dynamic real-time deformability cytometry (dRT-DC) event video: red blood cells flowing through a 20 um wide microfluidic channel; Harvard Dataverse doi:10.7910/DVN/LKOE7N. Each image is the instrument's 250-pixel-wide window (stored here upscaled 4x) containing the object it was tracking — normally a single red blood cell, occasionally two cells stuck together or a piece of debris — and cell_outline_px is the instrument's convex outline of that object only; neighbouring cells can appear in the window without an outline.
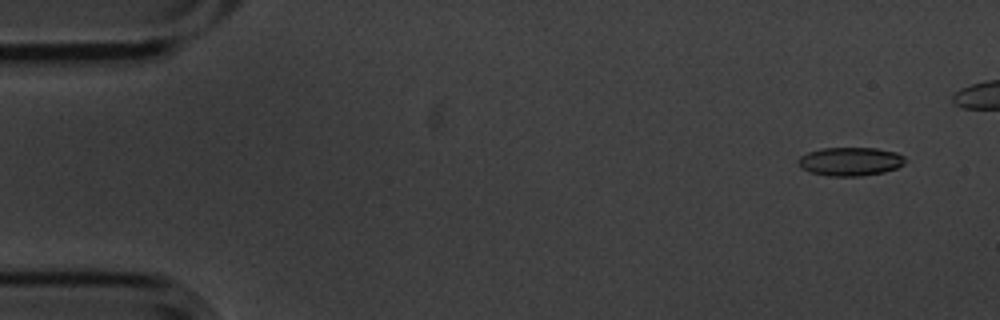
{"species": "common noctule bat (a hibernating species)", "species_latin": "Nyctalus noctula", "temperature_condition": "cold", "stored_images_in_passage": 8, "segment_of_instrument_passage": [1, 2], "camera_frame_rate_fps": 3000, "um_per_image_px": 0.085, "animal": {"sex": "male", "body_mass_g": 20.1, "forearm_length_mm": 53.5}, "frame": {"image": 1, "passage_image": 1, "time_ms": 0.0, "image_size_px": [1000, 320], "cell_outline_px": [[904, 164], [896, 168], [884, 172], [864, 176], [828, 176], [812, 172], [800, 168], [796, 160], [800, 156], [808, 152], [820, 148], [876, 148], [896, 152], [904, 156]], "centroid_in_image_um": [72.25, 13.72], "position_along_channel_um": 12.8, "area_um2": 17.92}}
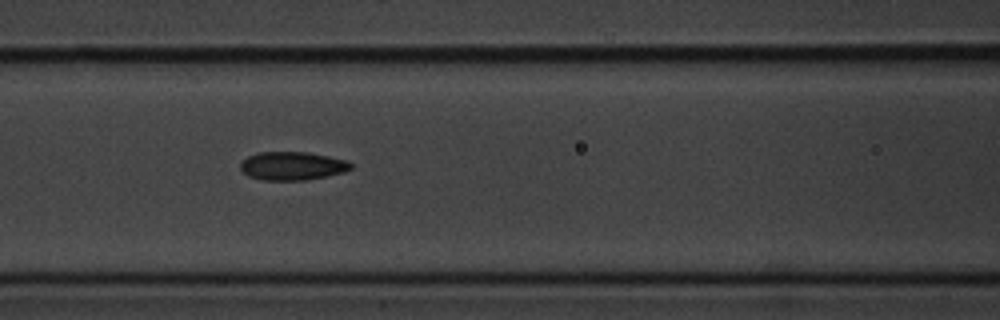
{"frame": {"image": 2, "passage_image": 6, "time_ms": 1.667, "image_size_px": [1000, 320], "cell_outline_px": [[352, 168], [344, 172], [304, 180], [260, 180], [248, 176], [240, 168], [240, 164], [248, 156], [256, 152], [308, 152], [328, 156], [344, 160], [352, 164]], "centroid_in_image_um": [24.81, 14.1], "position_along_channel_um": 141.8, "area_um2": 18.15}}
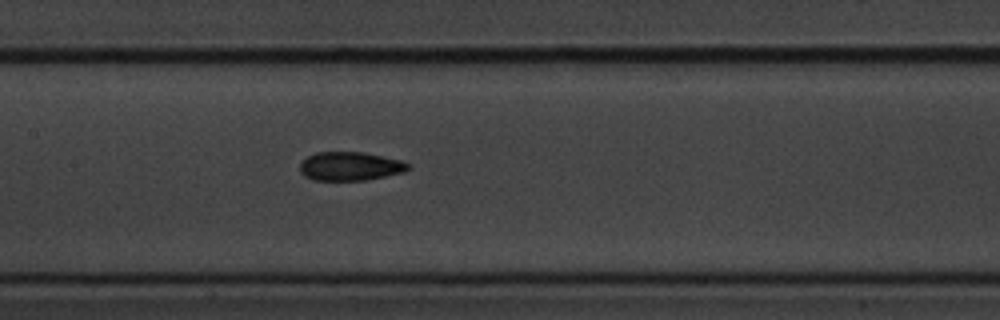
{"frame": {"image": 3, "passage_image": 7, "time_ms": 2.0, "image_size_px": [1000, 320], "cell_outline_px": [[412, 168], [404, 172], [364, 180], [312, 180], [304, 176], [300, 172], [300, 164], [308, 156], [316, 152], [364, 152], [404, 160]], "centroid_in_image_um": [29.78, 14.12], "position_along_channel_um": 177.6, "area_um2": 18.21}}